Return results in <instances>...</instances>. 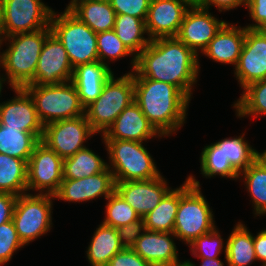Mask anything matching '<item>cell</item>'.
Returning a JSON list of instances; mask_svg holds the SVG:
<instances>
[{
  "mask_svg": "<svg viewBox=\"0 0 266 266\" xmlns=\"http://www.w3.org/2000/svg\"><path fill=\"white\" fill-rule=\"evenodd\" d=\"M50 27L52 33L63 44L73 69L81 64L99 61L97 33L69 10H64L59 15L53 11Z\"/></svg>",
  "mask_w": 266,
  "mask_h": 266,
  "instance_id": "7",
  "label": "cell"
},
{
  "mask_svg": "<svg viewBox=\"0 0 266 266\" xmlns=\"http://www.w3.org/2000/svg\"><path fill=\"white\" fill-rule=\"evenodd\" d=\"M98 59L108 65L106 59L115 61L125 56L133 55L118 38L114 30L97 33Z\"/></svg>",
  "mask_w": 266,
  "mask_h": 266,
  "instance_id": "37",
  "label": "cell"
},
{
  "mask_svg": "<svg viewBox=\"0 0 266 266\" xmlns=\"http://www.w3.org/2000/svg\"><path fill=\"white\" fill-rule=\"evenodd\" d=\"M2 39H3L2 4L0 0V42H2Z\"/></svg>",
  "mask_w": 266,
  "mask_h": 266,
  "instance_id": "49",
  "label": "cell"
},
{
  "mask_svg": "<svg viewBox=\"0 0 266 266\" xmlns=\"http://www.w3.org/2000/svg\"><path fill=\"white\" fill-rule=\"evenodd\" d=\"M134 102L133 72L105 82L98 98L85 108V116L95 133L103 135L119 114Z\"/></svg>",
  "mask_w": 266,
  "mask_h": 266,
  "instance_id": "6",
  "label": "cell"
},
{
  "mask_svg": "<svg viewBox=\"0 0 266 266\" xmlns=\"http://www.w3.org/2000/svg\"><path fill=\"white\" fill-rule=\"evenodd\" d=\"M24 247L13 220L0 225V266L8 263L14 252Z\"/></svg>",
  "mask_w": 266,
  "mask_h": 266,
  "instance_id": "39",
  "label": "cell"
},
{
  "mask_svg": "<svg viewBox=\"0 0 266 266\" xmlns=\"http://www.w3.org/2000/svg\"><path fill=\"white\" fill-rule=\"evenodd\" d=\"M223 239L215 227L211 232L201 235L189 244L192 255L198 258H218L223 250Z\"/></svg>",
  "mask_w": 266,
  "mask_h": 266,
  "instance_id": "38",
  "label": "cell"
},
{
  "mask_svg": "<svg viewBox=\"0 0 266 266\" xmlns=\"http://www.w3.org/2000/svg\"><path fill=\"white\" fill-rule=\"evenodd\" d=\"M34 101L41 123L73 119L85 115L75 85L69 81L58 85L29 84L24 87Z\"/></svg>",
  "mask_w": 266,
  "mask_h": 266,
  "instance_id": "8",
  "label": "cell"
},
{
  "mask_svg": "<svg viewBox=\"0 0 266 266\" xmlns=\"http://www.w3.org/2000/svg\"><path fill=\"white\" fill-rule=\"evenodd\" d=\"M245 181L254 204L256 216L266 214V159L260 155L250 166L239 174Z\"/></svg>",
  "mask_w": 266,
  "mask_h": 266,
  "instance_id": "31",
  "label": "cell"
},
{
  "mask_svg": "<svg viewBox=\"0 0 266 266\" xmlns=\"http://www.w3.org/2000/svg\"><path fill=\"white\" fill-rule=\"evenodd\" d=\"M3 87V83L2 82H0V95H1V91H2V88Z\"/></svg>",
  "mask_w": 266,
  "mask_h": 266,
  "instance_id": "53",
  "label": "cell"
},
{
  "mask_svg": "<svg viewBox=\"0 0 266 266\" xmlns=\"http://www.w3.org/2000/svg\"><path fill=\"white\" fill-rule=\"evenodd\" d=\"M170 190L162 175L149 180L115 182V191L142 218L151 212Z\"/></svg>",
  "mask_w": 266,
  "mask_h": 266,
  "instance_id": "16",
  "label": "cell"
},
{
  "mask_svg": "<svg viewBox=\"0 0 266 266\" xmlns=\"http://www.w3.org/2000/svg\"><path fill=\"white\" fill-rule=\"evenodd\" d=\"M112 75L111 68L100 61L81 64L73 69L71 82L75 85L84 108L98 98L105 82Z\"/></svg>",
  "mask_w": 266,
  "mask_h": 266,
  "instance_id": "23",
  "label": "cell"
},
{
  "mask_svg": "<svg viewBox=\"0 0 266 266\" xmlns=\"http://www.w3.org/2000/svg\"><path fill=\"white\" fill-rule=\"evenodd\" d=\"M178 266H188V264L184 261L183 264H180V265H178Z\"/></svg>",
  "mask_w": 266,
  "mask_h": 266,
  "instance_id": "54",
  "label": "cell"
},
{
  "mask_svg": "<svg viewBox=\"0 0 266 266\" xmlns=\"http://www.w3.org/2000/svg\"><path fill=\"white\" fill-rule=\"evenodd\" d=\"M134 101L164 137L185 123L190 99L176 86L148 78H133Z\"/></svg>",
  "mask_w": 266,
  "mask_h": 266,
  "instance_id": "2",
  "label": "cell"
},
{
  "mask_svg": "<svg viewBox=\"0 0 266 266\" xmlns=\"http://www.w3.org/2000/svg\"><path fill=\"white\" fill-rule=\"evenodd\" d=\"M162 135L148 121L138 104L134 101L127 106L116 118L102 139L130 140L135 142L147 141Z\"/></svg>",
  "mask_w": 266,
  "mask_h": 266,
  "instance_id": "20",
  "label": "cell"
},
{
  "mask_svg": "<svg viewBox=\"0 0 266 266\" xmlns=\"http://www.w3.org/2000/svg\"><path fill=\"white\" fill-rule=\"evenodd\" d=\"M44 133H29L21 128L0 124V153L29 161L35 146L42 140Z\"/></svg>",
  "mask_w": 266,
  "mask_h": 266,
  "instance_id": "28",
  "label": "cell"
},
{
  "mask_svg": "<svg viewBox=\"0 0 266 266\" xmlns=\"http://www.w3.org/2000/svg\"><path fill=\"white\" fill-rule=\"evenodd\" d=\"M226 23L211 15L209 9L189 7L176 38L199 55Z\"/></svg>",
  "mask_w": 266,
  "mask_h": 266,
  "instance_id": "14",
  "label": "cell"
},
{
  "mask_svg": "<svg viewBox=\"0 0 266 266\" xmlns=\"http://www.w3.org/2000/svg\"><path fill=\"white\" fill-rule=\"evenodd\" d=\"M108 266H151L146 260L142 259L133 249L123 248L115 254Z\"/></svg>",
  "mask_w": 266,
  "mask_h": 266,
  "instance_id": "43",
  "label": "cell"
},
{
  "mask_svg": "<svg viewBox=\"0 0 266 266\" xmlns=\"http://www.w3.org/2000/svg\"><path fill=\"white\" fill-rule=\"evenodd\" d=\"M107 168L108 163L104 159L85 147L63 159V179H81L104 172Z\"/></svg>",
  "mask_w": 266,
  "mask_h": 266,
  "instance_id": "30",
  "label": "cell"
},
{
  "mask_svg": "<svg viewBox=\"0 0 266 266\" xmlns=\"http://www.w3.org/2000/svg\"><path fill=\"white\" fill-rule=\"evenodd\" d=\"M242 93L233 105L238 117L266 115V79L249 84Z\"/></svg>",
  "mask_w": 266,
  "mask_h": 266,
  "instance_id": "35",
  "label": "cell"
},
{
  "mask_svg": "<svg viewBox=\"0 0 266 266\" xmlns=\"http://www.w3.org/2000/svg\"><path fill=\"white\" fill-rule=\"evenodd\" d=\"M55 197L49 194L25 193L17 196L12 220L24 245L48 233L52 225V205Z\"/></svg>",
  "mask_w": 266,
  "mask_h": 266,
  "instance_id": "9",
  "label": "cell"
},
{
  "mask_svg": "<svg viewBox=\"0 0 266 266\" xmlns=\"http://www.w3.org/2000/svg\"><path fill=\"white\" fill-rule=\"evenodd\" d=\"M63 159L40 141L27 162V191L55 195L63 181Z\"/></svg>",
  "mask_w": 266,
  "mask_h": 266,
  "instance_id": "11",
  "label": "cell"
},
{
  "mask_svg": "<svg viewBox=\"0 0 266 266\" xmlns=\"http://www.w3.org/2000/svg\"><path fill=\"white\" fill-rule=\"evenodd\" d=\"M73 67L60 40L51 33L42 47L35 77L30 84L58 85L72 79Z\"/></svg>",
  "mask_w": 266,
  "mask_h": 266,
  "instance_id": "13",
  "label": "cell"
},
{
  "mask_svg": "<svg viewBox=\"0 0 266 266\" xmlns=\"http://www.w3.org/2000/svg\"><path fill=\"white\" fill-rule=\"evenodd\" d=\"M261 155L266 159V150H264Z\"/></svg>",
  "mask_w": 266,
  "mask_h": 266,
  "instance_id": "52",
  "label": "cell"
},
{
  "mask_svg": "<svg viewBox=\"0 0 266 266\" xmlns=\"http://www.w3.org/2000/svg\"><path fill=\"white\" fill-rule=\"evenodd\" d=\"M115 191V180L109 168L104 172L81 179H63L55 199L83 202L104 196L107 199Z\"/></svg>",
  "mask_w": 266,
  "mask_h": 266,
  "instance_id": "18",
  "label": "cell"
},
{
  "mask_svg": "<svg viewBox=\"0 0 266 266\" xmlns=\"http://www.w3.org/2000/svg\"><path fill=\"white\" fill-rule=\"evenodd\" d=\"M234 73L243 89L251 83L266 79V32L246 28Z\"/></svg>",
  "mask_w": 266,
  "mask_h": 266,
  "instance_id": "15",
  "label": "cell"
},
{
  "mask_svg": "<svg viewBox=\"0 0 266 266\" xmlns=\"http://www.w3.org/2000/svg\"><path fill=\"white\" fill-rule=\"evenodd\" d=\"M245 7L248 8L249 16L255 22L245 27L266 32V0H246Z\"/></svg>",
  "mask_w": 266,
  "mask_h": 266,
  "instance_id": "42",
  "label": "cell"
},
{
  "mask_svg": "<svg viewBox=\"0 0 266 266\" xmlns=\"http://www.w3.org/2000/svg\"><path fill=\"white\" fill-rule=\"evenodd\" d=\"M16 199V195L0 192V225L12 220Z\"/></svg>",
  "mask_w": 266,
  "mask_h": 266,
  "instance_id": "44",
  "label": "cell"
},
{
  "mask_svg": "<svg viewBox=\"0 0 266 266\" xmlns=\"http://www.w3.org/2000/svg\"><path fill=\"white\" fill-rule=\"evenodd\" d=\"M188 8L183 0H151L145 21L148 37H176Z\"/></svg>",
  "mask_w": 266,
  "mask_h": 266,
  "instance_id": "17",
  "label": "cell"
},
{
  "mask_svg": "<svg viewBox=\"0 0 266 266\" xmlns=\"http://www.w3.org/2000/svg\"><path fill=\"white\" fill-rule=\"evenodd\" d=\"M116 230L120 239V245L123 248L132 249L137 239L146 230L145 222L144 219L140 217L138 220L131 222L130 224L116 228Z\"/></svg>",
  "mask_w": 266,
  "mask_h": 266,
  "instance_id": "41",
  "label": "cell"
},
{
  "mask_svg": "<svg viewBox=\"0 0 266 266\" xmlns=\"http://www.w3.org/2000/svg\"><path fill=\"white\" fill-rule=\"evenodd\" d=\"M200 189V182L192 175L179 187V206L173 233L188 245L216 227L213 211Z\"/></svg>",
  "mask_w": 266,
  "mask_h": 266,
  "instance_id": "4",
  "label": "cell"
},
{
  "mask_svg": "<svg viewBox=\"0 0 266 266\" xmlns=\"http://www.w3.org/2000/svg\"><path fill=\"white\" fill-rule=\"evenodd\" d=\"M0 192L16 196L27 193V162L0 153Z\"/></svg>",
  "mask_w": 266,
  "mask_h": 266,
  "instance_id": "29",
  "label": "cell"
},
{
  "mask_svg": "<svg viewBox=\"0 0 266 266\" xmlns=\"http://www.w3.org/2000/svg\"><path fill=\"white\" fill-rule=\"evenodd\" d=\"M17 94L13 99L0 103V124L21 128L29 133H44L34 101L24 88H12Z\"/></svg>",
  "mask_w": 266,
  "mask_h": 266,
  "instance_id": "19",
  "label": "cell"
},
{
  "mask_svg": "<svg viewBox=\"0 0 266 266\" xmlns=\"http://www.w3.org/2000/svg\"><path fill=\"white\" fill-rule=\"evenodd\" d=\"M179 206V188L171 189L143 219L145 228L157 232H173Z\"/></svg>",
  "mask_w": 266,
  "mask_h": 266,
  "instance_id": "32",
  "label": "cell"
},
{
  "mask_svg": "<svg viewBox=\"0 0 266 266\" xmlns=\"http://www.w3.org/2000/svg\"><path fill=\"white\" fill-rule=\"evenodd\" d=\"M241 5L246 6V0H206L201 7L210 9V6H215L222 12L233 10Z\"/></svg>",
  "mask_w": 266,
  "mask_h": 266,
  "instance_id": "45",
  "label": "cell"
},
{
  "mask_svg": "<svg viewBox=\"0 0 266 266\" xmlns=\"http://www.w3.org/2000/svg\"><path fill=\"white\" fill-rule=\"evenodd\" d=\"M198 55L176 37L156 38L136 57L133 78H148L176 86L190 100L198 81Z\"/></svg>",
  "mask_w": 266,
  "mask_h": 266,
  "instance_id": "1",
  "label": "cell"
},
{
  "mask_svg": "<svg viewBox=\"0 0 266 266\" xmlns=\"http://www.w3.org/2000/svg\"><path fill=\"white\" fill-rule=\"evenodd\" d=\"M95 33L114 29L116 12L109 0H86L76 3L70 10Z\"/></svg>",
  "mask_w": 266,
  "mask_h": 266,
  "instance_id": "24",
  "label": "cell"
},
{
  "mask_svg": "<svg viewBox=\"0 0 266 266\" xmlns=\"http://www.w3.org/2000/svg\"><path fill=\"white\" fill-rule=\"evenodd\" d=\"M201 174L206 178L216 175L226 178L239 179V173L232 167L228 158L222 153V147L211 143L203 148L200 156Z\"/></svg>",
  "mask_w": 266,
  "mask_h": 266,
  "instance_id": "34",
  "label": "cell"
},
{
  "mask_svg": "<svg viewBox=\"0 0 266 266\" xmlns=\"http://www.w3.org/2000/svg\"><path fill=\"white\" fill-rule=\"evenodd\" d=\"M82 1H86V0H71L70 3L65 8V10H70L76 3H80Z\"/></svg>",
  "mask_w": 266,
  "mask_h": 266,
  "instance_id": "50",
  "label": "cell"
},
{
  "mask_svg": "<svg viewBox=\"0 0 266 266\" xmlns=\"http://www.w3.org/2000/svg\"><path fill=\"white\" fill-rule=\"evenodd\" d=\"M113 30L127 49L134 54L131 60V71L133 72L136 66V57L151 42L149 37L145 38L144 36L147 33L146 23L140 18L132 17L131 15L116 14Z\"/></svg>",
  "mask_w": 266,
  "mask_h": 266,
  "instance_id": "25",
  "label": "cell"
},
{
  "mask_svg": "<svg viewBox=\"0 0 266 266\" xmlns=\"http://www.w3.org/2000/svg\"><path fill=\"white\" fill-rule=\"evenodd\" d=\"M95 134L86 116L82 115L46 124L41 141L65 159L85 148L83 143Z\"/></svg>",
  "mask_w": 266,
  "mask_h": 266,
  "instance_id": "12",
  "label": "cell"
},
{
  "mask_svg": "<svg viewBox=\"0 0 266 266\" xmlns=\"http://www.w3.org/2000/svg\"><path fill=\"white\" fill-rule=\"evenodd\" d=\"M199 259L202 260V263L200 266H224V263L219 258H213V259L199 258ZM185 262L188 264V266H196L189 260H186Z\"/></svg>",
  "mask_w": 266,
  "mask_h": 266,
  "instance_id": "47",
  "label": "cell"
},
{
  "mask_svg": "<svg viewBox=\"0 0 266 266\" xmlns=\"http://www.w3.org/2000/svg\"><path fill=\"white\" fill-rule=\"evenodd\" d=\"M109 154L108 168L115 182L149 180L159 177L156 164L143 142L102 139Z\"/></svg>",
  "mask_w": 266,
  "mask_h": 266,
  "instance_id": "5",
  "label": "cell"
},
{
  "mask_svg": "<svg viewBox=\"0 0 266 266\" xmlns=\"http://www.w3.org/2000/svg\"><path fill=\"white\" fill-rule=\"evenodd\" d=\"M246 35V27L226 23L208 43L202 54L222 64L237 65Z\"/></svg>",
  "mask_w": 266,
  "mask_h": 266,
  "instance_id": "22",
  "label": "cell"
},
{
  "mask_svg": "<svg viewBox=\"0 0 266 266\" xmlns=\"http://www.w3.org/2000/svg\"><path fill=\"white\" fill-rule=\"evenodd\" d=\"M3 38L50 27L52 8L42 0H1Z\"/></svg>",
  "mask_w": 266,
  "mask_h": 266,
  "instance_id": "10",
  "label": "cell"
},
{
  "mask_svg": "<svg viewBox=\"0 0 266 266\" xmlns=\"http://www.w3.org/2000/svg\"><path fill=\"white\" fill-rule=\"evenodd\" d=\"M122 249L116 228L101 223L94 232L86 254L91 266H108L111 258Z\"/></svg>",
  "mask_w": 266,
  "mask_h": 266,
  "instance_id": "26",
  "label": "cell"
},
{
  "mask_svg": "<svg viewBox=\"0 0 266 266\" xmlns=\"http://www.w3.org/2000/svg\"><path fill=\"white\" fill-rule=\"evenodd\" d=\"M174 238L177 237L173 232H157L146 229L132 249L151 266H178L184 262L178 258Z\"/></svg>",
  "mask_w": 266,
  "mask_h": 266,
  "instance_id": "21",
  "label": "cell"
},
{
  "mask_svg": "<svg viewBox=\"0 0 266 266\" xmlns=\"http://www.w3.org/2000/svg\"><path fill=\"white\" fill-rule=\"evenodd\" d=\"M51 33L48 27L2 39L9 42L8 48L1 52V68L7 77H2V83L8 81L11 88H24L33 81L42 47Z\"/></svg>",
  "mask_w": 266,
  "mask_h": 266,
  "instance_id": "3",
  "label": "cell"
},
{
  "mask_svg": "<svg viewBox=\"0 0 266 266\" xmlns=\"http://www.w3.org/2000/svg\"><path fill=\"white\" fill-rule=\"evenodd\" d=\"M224 248L227 266H248L256 261L254 236L245 224L238 222L228 236Z\"/></svg>",
  "mask_w": 266,
  "mask_h": 266,
  "instance_id": "27",
  "label": "cell"
},
{
  "mask_svg": "<svg viewBox=\"0 0 266 266\" xmlns=\"http://www.w3.org/2000/svg\"><path fill=\"white\" fill-rule=\"evenodd\" d=\"M244 133L239 137L224 138L216 144L222 147V153L228 158L232 167L240 174L250 166L260 155L248 141L244 140Z\"/></svg>",
  "mask_w": 266,
  "mask_h": 266,
  "instance_id": "33",
  "label": "cell"
},
{
  "mask_svg": "<svg viewBox=\"0 0 266 266\" xmlns=\"http://www.w3.org/2000/svg\"><path fill=\"white\" fill-rule=\"evenodd\" d=\"M2 42H0V48H1ZM0 67H1V52H0ZM0 82H2V78L0 76Z\"/></svg>",
  "mask_w": 266,
  "mask_h": 266,
  "instance_id": "51",
  "label": "cell"
},
{
  "mask_svg": "<svg viewBox=\"0 0 266 266\" xmlns=\"http://www.w3.org/2000/svg\"><path fill=\"white\" fill-rule=\"evenodd\" d=\"M116 14H127L146 21L151 0H109Z\"/></svg>",
  "mask_w": 266,
  "mask_h": 266,
  "instance_id": "40",
  "label": "cell"
},
{
  "mask_svg": "<svg viewBox=\"0 0 266 266\" xmlns=\"http://www.w3.org/2000/svg\"><path fill=\"white\" fill-rule=\"evenodd\" d=\"M254 250L256 259L262 261V266H266V229L254 236Z\"/></svg>",
  "mask_w": 266,
  "mask_h": 266,
  "instance_id": "46",
  "label": "cell"
},
{
  "mask_svg": "<svg viewBox=\"0 0 266 266\" xmlns=\"http://www.w3.org/2000/svg\"><path fill=\"white\" fill-rule=\"evenodd\" d=\"M189 7L202 6L206 0H183Z\"/></svg>",
  "mask_w": 266,
  "mask_h": 266,
  "instance_id": "48",
  "label": "cell"
},
{
  "mask_svg": "<svg viewBox=\"0 0 266 266\" xmlns=\"http://www.w3.org/2000/svg\"><path fill=\"white\" fill-rule=\"evenodd\" d=\"M106 200V216L103 224L114 228H119L130 224L140 218L130 204H128L116 191H114Z\"/></svg>",
  "mask_w": 266,
  "mask_h": 266,
  "instance_id": "36",
  "label": "cell"
}]
</instances>
